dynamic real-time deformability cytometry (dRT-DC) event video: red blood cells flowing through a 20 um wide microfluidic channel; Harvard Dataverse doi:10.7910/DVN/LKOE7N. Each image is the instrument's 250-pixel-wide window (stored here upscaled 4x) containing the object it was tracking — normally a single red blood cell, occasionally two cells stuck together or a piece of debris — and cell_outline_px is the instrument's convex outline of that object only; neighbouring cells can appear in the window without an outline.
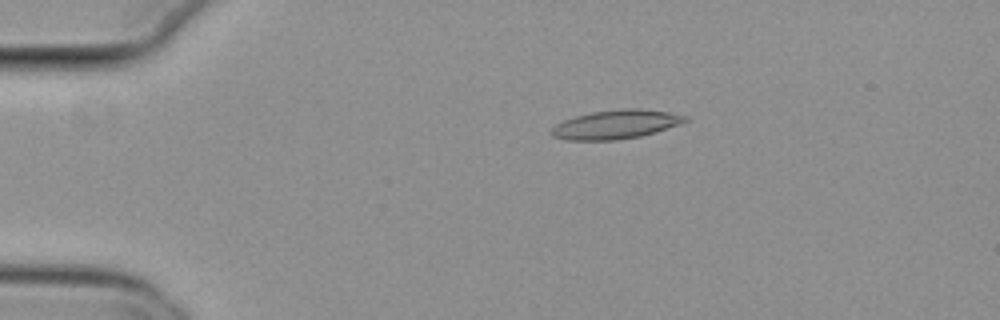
{"species": "common noctule bat (a hibernating species)", "species_latin": "Nyctalus noctula", "temperature_condition": "cold", "stored_images_in_passage": 50, "camera_frame_rate_fps": 3000, "um_per_image_px": 0.085, "animal": {"sex": "female", "body_mass_g": 29.2, "forearm_length_mm": 56.3}, "frame": {"image": 1, "passage_image": 6, "time_ms": 1.667, "image_size_px": [1000, 320], "cell_outline_px": [[688, 120], [680, 124], [640, 136], [616, 140], [564, 140], [552, 136], [552, 128], [556, 124], [564, 120], [576, 116], [592, 112], [624, 108], [636, 108], [668, 112], [688, 116]], "centroid_in_image_um": [52.34, 10.57], "position_along_channel_um": 32.7, "area_um2": 22.31}}
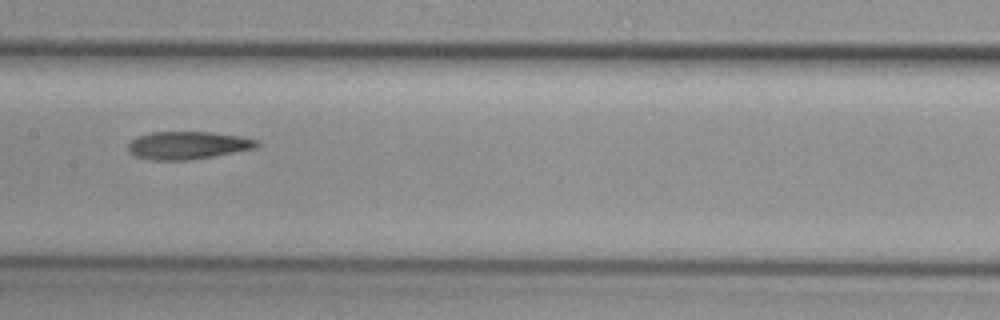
{"frame": {"image": 2, "passage_image": 23, "time_ms": 7.333, "image_size_px": [1000, 320], "cell_outline_px": [[260, 144], [256, 148], [212, 156], [188, 160], [148, 160], [136, 156], [128, 152], [128, 144], [136, 136], [152, 132], [212, 132], [240, 136], [256, 140]], "centroid_in_image_um": [15.92, 12.35], "position_along_channel_um": 191.5, "area_um2": 20.81}}
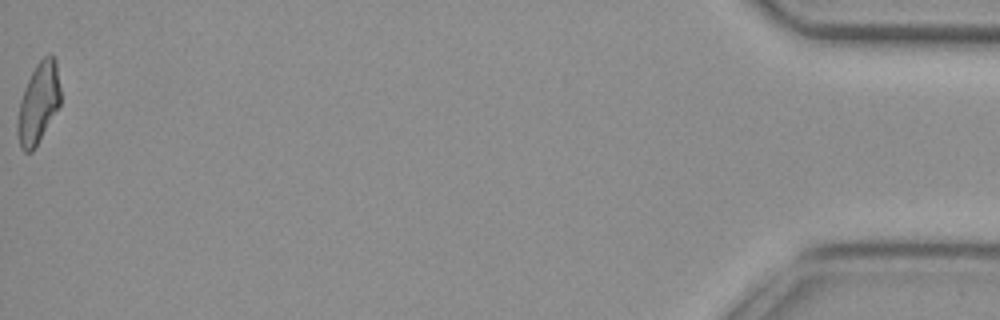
{"frame": {"image": 3, "passage_image": 50, "time_ms": 16.333, "image_size_px": [1000, 320], "cell_outline_px": [[60, 104], [32, 152], [24, 152], [20, 148], [16, 128], [16, 124], [20, 100], [28, 80], [36, 64], [44, 56], [52, 52], [56, 60], [60, 88]], "centroid_in_image_um": [3.25, 8.75], "position_along_channel_um": 431.9, "area_um2": 20.06}, "authors_computed_cell_mechanics": {"area_um2": 21.0103, "velocity_mm_per_s": 3.7778, "shape_relaxation_time_tau1_ms": null, "shape_relaxation_time_tau2_ms": 7.7165, "deformation_change_tau1": null, "deformation_change_tau2": 0.2153}}